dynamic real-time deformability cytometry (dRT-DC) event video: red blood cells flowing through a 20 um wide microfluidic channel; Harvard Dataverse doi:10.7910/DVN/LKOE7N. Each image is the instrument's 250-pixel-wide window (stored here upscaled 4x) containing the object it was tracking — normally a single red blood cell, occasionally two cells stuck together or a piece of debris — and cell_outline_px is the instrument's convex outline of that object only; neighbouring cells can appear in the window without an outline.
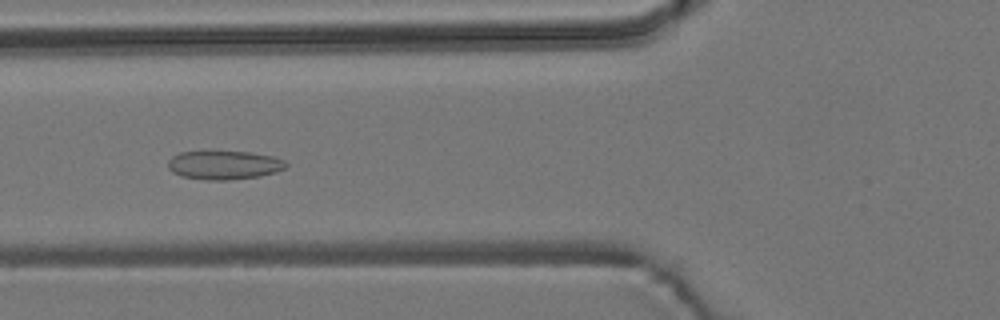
{"species": "common noctule bat (a hibernating species)", "species_latin": "Nyctalus noctula", "temperature_condition": "room temperature", "stored_images_in_passage": 56, "camera_frame_rate_fps": 3000, "um_per_image_px": 0.085, "animal": {"sex": "male", "body_mass_g": 19.2, "forearm_length_mm": 51.8}, "frame": {"image": 1, "passage_image": 21, "time_ms": 6.667, "image_size_px": [1000, 320], "cell_outline_px": [[288, 164], [284, 168], [276, 172], [260, 176], [228, 180], [204, 180], [180, 176], [172, 172], [168, 168], [168, 160], [172, 156], [180, 152], [252, 152], [272, 156], [284, 160]], "centroid_in_image_um": [19.03, 14.04], "position_along_channel_um": 106.8, "area_um2": 19.77}}
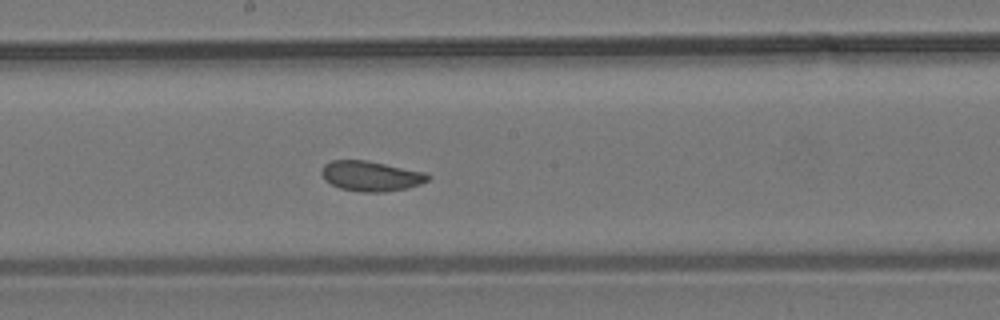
{"frame": {"image": 2, "passage_image": 30, "time_ms": 9.667, "image_size_px": [1000, 320], "cell_outline_px": [[428, 180], [420, 184], [408, 188], [384, 192], [360, 192], [340, 188], [324, 180], [320, 172], [324, 164], [332, 160], [368, 160], [424, 172], [428, 176]], "centroid_in_image_um": [31.49, 14.96], "position_along_channel_um": 216.7, "area_um2": 18.67}}
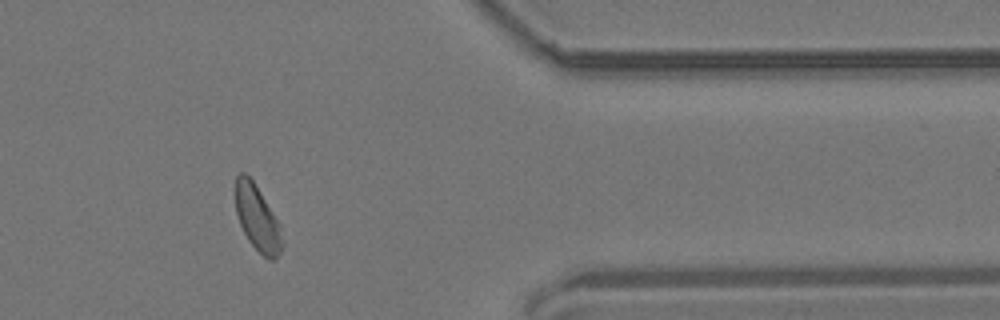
{"frame": {"image": 3, "passage_image": 46, "time_ms": 15.0, "image_size_px": [1000, 320], "cell_outline_px": [[284, 244], [280, 252], [272, 260], [268, 260], [248, 240], [240, 224], [236, 212], [236, 176], [240, 172], [244, 172], [252, 180], [280, 224]], "centroid_in_image_um": [21.89, 18.56], "position_along_channel_um": 389.5, "area_um2": 17.51}, "authors_computed_cell_mechanics": {"area_um2": 18.9873, "velocity_mm_per_s": 3.6568, "shape_relaxation_time_tau1_ms": 5.0715, "shape_relaxation_time_tau2_ms": 1.9323, "deformation_change_tau1": 0.0902, "deformation_change_tau2": 0.0619}}